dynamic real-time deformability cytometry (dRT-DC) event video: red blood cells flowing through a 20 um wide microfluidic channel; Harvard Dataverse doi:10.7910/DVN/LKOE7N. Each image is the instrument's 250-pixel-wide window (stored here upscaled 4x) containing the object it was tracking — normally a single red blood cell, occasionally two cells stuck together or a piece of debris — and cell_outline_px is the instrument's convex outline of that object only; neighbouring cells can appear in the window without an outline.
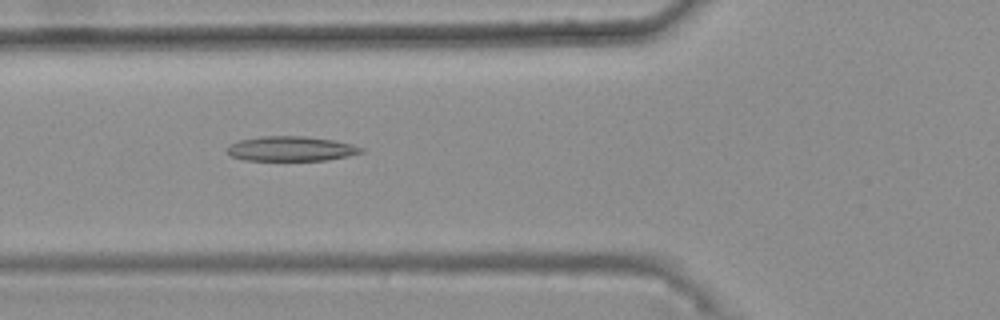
{"species": "common noctule bat (a hibernating species)", "species_latin": "Nyctalus noctula", "temperature_condition": "warm", "stored_images_in_passage": 48, "camera_frame_rate_fps": 3000, "um_per_image_px": 0.085, "animal": {"sex": "female", "body_mass_g": 25.1}, "frame": {"image": 1, "passage_image": 20, "time_ms": 6.333, "image_size_px": [1000, 320], "cell_outline_px": [[364, 152], [348, 156], [328, 160], [244, 160], [228, 156], [224, 152], [224, 148], [228, 144], [240, 140], [260, 136], [304, 136], [332, 140], [352, 144], [364, 148]], "centroid_in_image_um": [24.66, 12.64], "position_along_channel_um": 101.1, "area_um2": 19.65}}
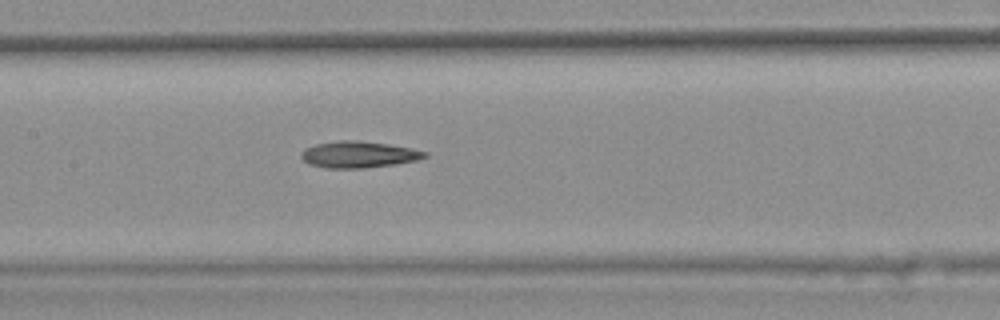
{"frame": {"image": 2, "passage_image": 26, "time_ms": 8.333, "image_size_px": [1000, 320], "cell_outline_px": [[428, 156], [420, 160], [396, 164], [364, 168], [328, 168], [308, 164], [300, 156], [300, 152], [304, 148], [316, 144], [340, 140], [360, 140], [388, 144], [412, 148], [428, 152]], "centroid_in_image_um": [30.5, 13.13], "position_along_channel_um": 176.9, "area_um2": 19.31}}
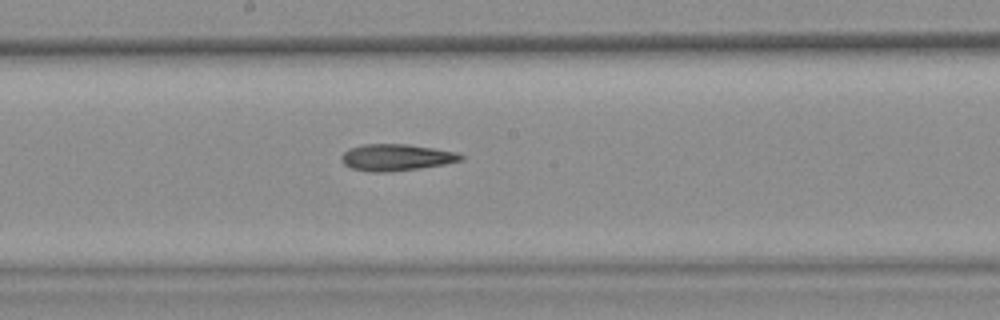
{"frame": {"image": 3, "passage_image": 29, "time_ms": 9.333, "image_size_px": [1000, 320], "cell_outline_px": [[464, 160], [444, 164], [420, 168], [384, 172], [368, 172], [352, 168], [344, 164], [340, 160], [340, 156], [348, 148], [364, 144], [408, 144], [456, 152], [464, 156]], "centroid_in_image_um": [33.65, 13.38], "position_along_channel_um": 214.5, "area_um2": 18.55}}